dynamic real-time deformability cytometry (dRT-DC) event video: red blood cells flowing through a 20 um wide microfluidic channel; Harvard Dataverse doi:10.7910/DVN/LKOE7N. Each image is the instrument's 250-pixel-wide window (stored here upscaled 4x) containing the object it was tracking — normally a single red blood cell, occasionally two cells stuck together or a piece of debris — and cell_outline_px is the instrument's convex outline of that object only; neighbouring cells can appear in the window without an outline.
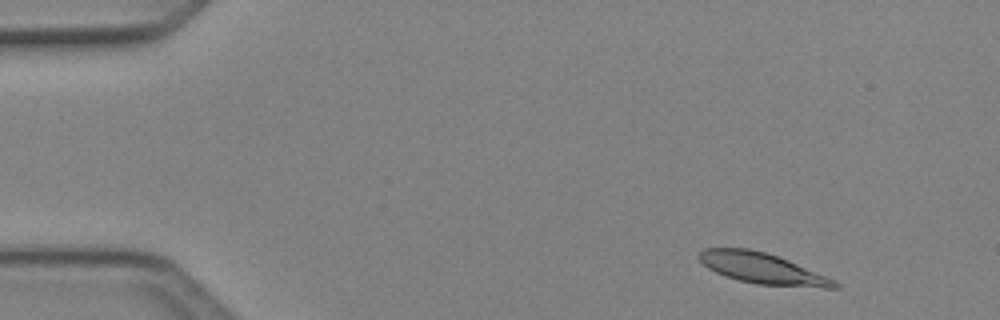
{"species": "Egyptian fruit bat (a non-hibernating species)", "species_latin": "Rousettus aegyptiacus", "temperature_condition": "cold", "stored_images_in_passage": 5, "camera_frame_rate_fps": 3000, "um_per_image_px": 0.085, "animal": {"sex": "female"}, "frame": {"image": 1, "passage_image": 1, "time_ms": 0.0, "image_size_px": [1000, 320], "cell_outline_px": [[840, 288], [824, 288], [756, 284], [724, 276], [708, 268], [696, 256], [704, 248], [748, 248], [764, 252], [788, 260], [836, 280], [840, 284]], "centroid_in_image_um": [64.81, 22.82], "position_along_channel_um": 20.2, "area_um2": 24.22}}
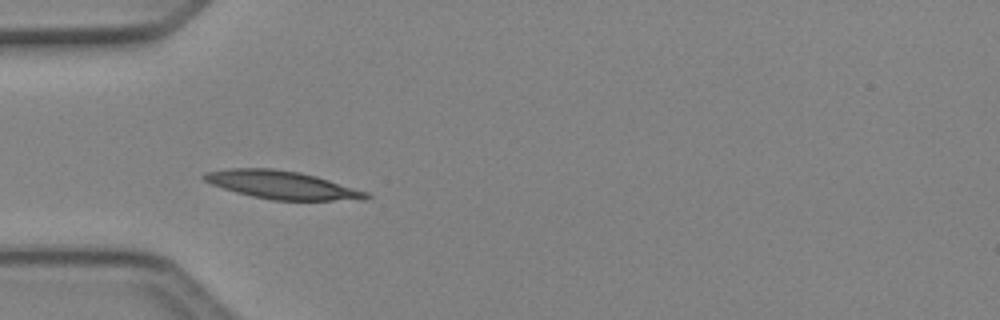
{"frame": {"image": 2, "passage_image": 4, "time_ms": 1.0, "image_size_px": [1000, 320], "cell_outline_px": [[372, 196], [368, 200], [272, 200], [252, 196], [236, 192], [212, 184], [204, 180], [200, 176], [204, 172], [228, 168], [272, 168], [300, 172], [316, 176], [368, 192]], "centroid_in_image_um": [23.98, 15.72], "position_along_channel_um": 61.0, "area_um2": 26.59}}
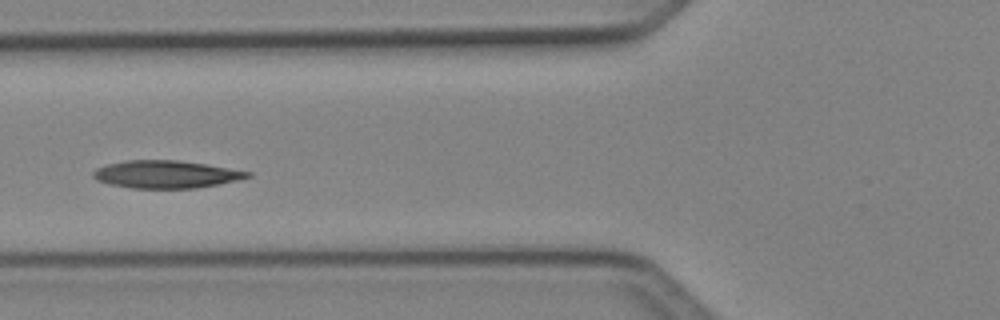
{"frame": {"image": 3, "passage_image": 5, "time_ms": 1.333, "image_size_px": [1000, 320], "cell_outline_px": [[252, 176], [220, 184], [196, 188], [132, 188], [108, 184], [96, 180], [92, 176], [92, 172], [96, 168], [108, 164], [128, 160], [176, 160], [204, 164], [252, 172]], "centroid_in_image_um": [14.08, 14.82], "position_along_channel_um": 111.7, "area_um2": 24.74}}